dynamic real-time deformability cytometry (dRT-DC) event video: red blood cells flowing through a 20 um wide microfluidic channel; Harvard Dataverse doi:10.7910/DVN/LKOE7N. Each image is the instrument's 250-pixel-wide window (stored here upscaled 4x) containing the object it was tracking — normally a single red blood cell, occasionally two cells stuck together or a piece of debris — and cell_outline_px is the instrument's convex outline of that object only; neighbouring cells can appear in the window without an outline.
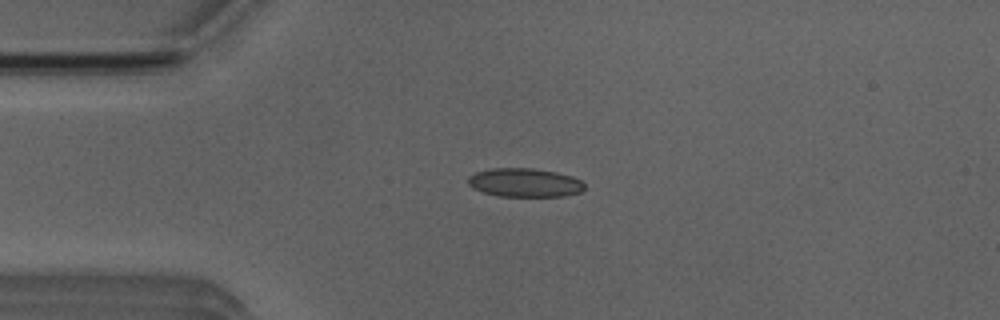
{"species": "Egyptian fruit bat (a non-hibernating species)", "species_latin": "Rousettus aegyptiacus", "temperature_condition": "room temperature", "stored_images_in_passage": 16, "camera_frame_rate_fps": 3000, "um_per_image_px": 0.085, "animal": {"sex": "male"}, "frame": {"image": 1, "passage_image": 1, "time_ms": 0.0, "image_size_px": [1000, 320], "cell_outline_px": [[584, 188], [580, 192], [564, 196], [500, 196], [484, 192], [472, 188], [468, 184], [468, 176], [476, 172], [492, 168], [532, 168], [556, 172], [572, 176], [580, 180], [584, 184]], "centroid_in_image_um": [44.59, 15.52], "position_along_channel_um": 40.4, "area_um2": 19.42}}
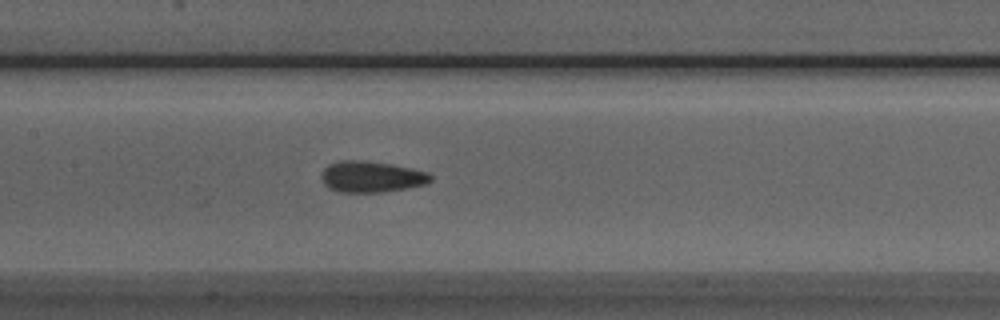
{"frame": {"image": 2, "passage_image": 13, "time_ms": 4.0, "image_size_px": [1000, 320], "cell_outline_px": [[432, 180], [428, 184], [384, 192], [340, 192], [328, 188], [324, 184], [320, 176], [324, 168], [328, 164], [340, 160], [364, 160], [392, 164], [412, 168], [428, 172], [432, 176]], "centroid_in_image_um": [31.57, 15.02], "position_along_channel_um": 175.8, "area_um2": 20.11}}
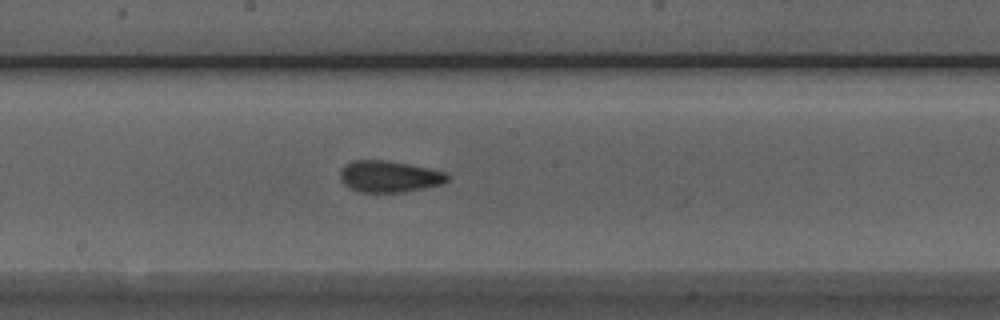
{"frame": {"image": 3, "passage_image": 16, "time_ms": 5.0, "image_size_px": [1000, 320], "cell_outline_px": [[448, 180], [444, 184], [404, 192], [360, 192], [348, 188], [340, 180], [340, 172], [344, 164], [352, 160], [388, 160], [428, 168], [444, 172], [448, 176]], "centroid_in_image_um": [33.05, 15.0], "position_along_channel_um": 215.2, "area_um2": 19.83}}